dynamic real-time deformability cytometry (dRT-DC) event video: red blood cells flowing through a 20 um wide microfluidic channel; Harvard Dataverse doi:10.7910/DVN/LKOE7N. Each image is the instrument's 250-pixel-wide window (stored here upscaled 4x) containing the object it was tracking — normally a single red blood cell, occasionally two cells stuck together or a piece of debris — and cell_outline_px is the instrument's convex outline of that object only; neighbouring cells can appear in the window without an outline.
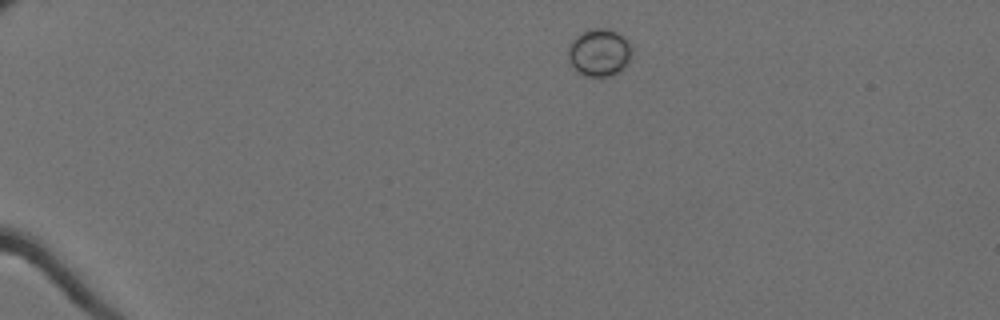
{"species": "Egyptian fruit bat (a non-hibernating species)", "species_latin": "Rousettus aegyptiacus", "temperature_condition": "cold", "stored_images_in_passage": 48, "camera_frame_rate_fps": 3000, "um_per_image_px": 0.085, "animal": {"sex": "female"}, "frame": {"image": 1, "passage_image": 2, "time_ms": 0.333, "image_size_px": [1000, 320], "cell_outline_px": [[632, 52], [628, 64], [620, 72], [612, 76], [584, 76], [576, 72], [568, 60], [568, 48], [572, 40], [580, 32], [592, 28], [604, 28], [616, 32], [632, 48]], "centroid_in_image_um": [50.91, 4.49], "position_along_channel_um": 34.1, "area_um2": 17.74}}
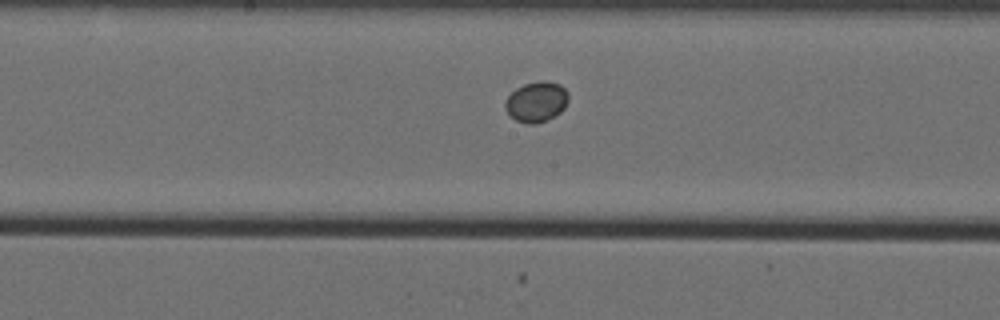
{"frame": {"image": 2, "passage_image": 23, "time_ms": 7.333, "image_size_px": [1000, 320], "cell_outline_px": [[568, 100], [564, 108], [560, 112], [536, 124], [528, 124], [516, 120], [504, 108], [504, 100], [516, 88], [524, 84], [560, 84], [568, 92]], "centroid_in_image_um": [45.56, 8.69], "position_along_channel_um": 202.6, "area_um2": 14.22}}
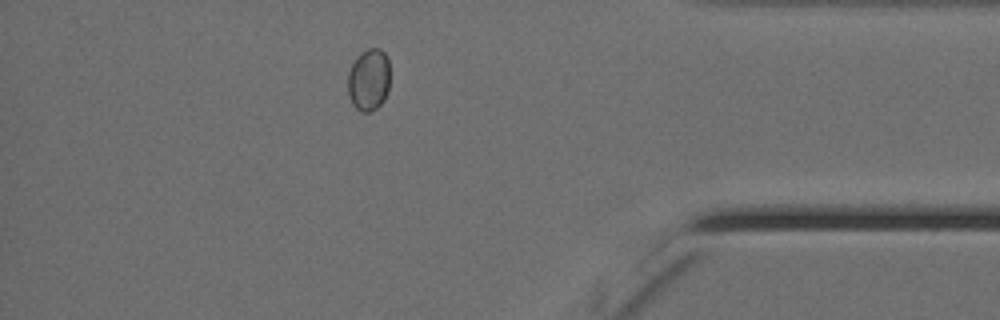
{"frame": {"image": 3, "passage_image": 42, "time_ms": 13.667, "image_size_px": [1000, 320], "cell_outline_px": [[388, 92], [384, 100], [376, 108], [368, 112], [360, 112], [352, 104], [348, 96], [348, 72], [356, 56], [368, 48], [380, 48], [384, 52], [388, 60]], "centroid_in_image_um": [31.32, 6.78], "position_along_channel_um": 403.9, "area_um2": 15.32}}